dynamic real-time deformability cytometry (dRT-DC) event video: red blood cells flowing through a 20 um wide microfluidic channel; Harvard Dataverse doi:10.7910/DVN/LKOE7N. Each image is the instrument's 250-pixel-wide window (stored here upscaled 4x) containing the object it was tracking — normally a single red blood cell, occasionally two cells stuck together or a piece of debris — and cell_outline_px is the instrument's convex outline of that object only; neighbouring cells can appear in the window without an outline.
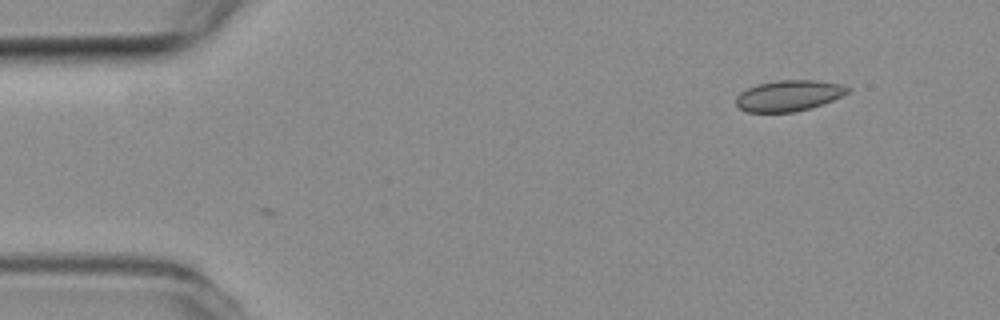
{"species": "common noctule bat (a hibernating species)", "species_latin": "Nyctalus noctula", "temperature_condition": "room temperature", "stored_images_in_passage": 2, "camera_frame_rate_fps": 3000, "um_per_image_px": 0.085, "animal": {"sex": "female", "body_mass_g": 19.3, "forearm_length_mm": 54.1}, "frame": {"image": 1, "passage_image": 2, "time_ms": 0.333, "image_size_px": [1000, 320], "cell_outline_px": [[852, 88], [848, 92], [832, 100], [808, 108], [792, 112], [748, 112], [740, 108], [736, 104], [736, 96], [740, 92], [756, 84], [776, 80], [816, 80], [840, 84]], "centroid_in_image_um": [67.01, 8.11], "position_along_channel_um": 18.0, "area_um2": 19.94}}